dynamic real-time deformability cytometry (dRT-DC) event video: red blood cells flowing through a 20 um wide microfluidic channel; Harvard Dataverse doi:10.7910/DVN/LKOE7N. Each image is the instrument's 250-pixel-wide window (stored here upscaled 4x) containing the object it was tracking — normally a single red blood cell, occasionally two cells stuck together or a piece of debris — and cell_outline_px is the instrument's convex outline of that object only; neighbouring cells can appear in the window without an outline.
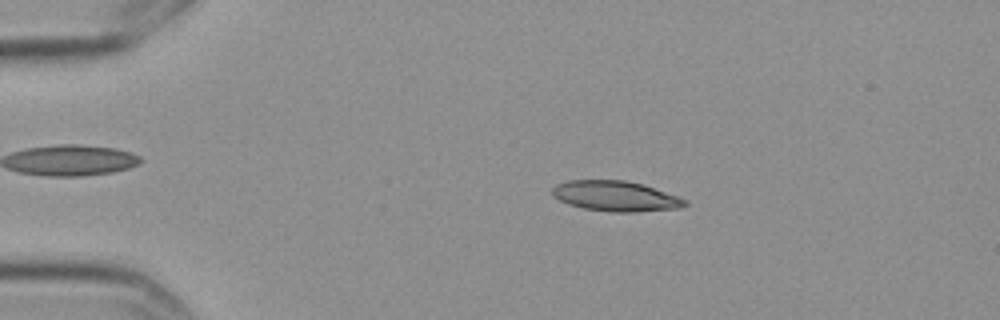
{"species": "Egyptian fruit bat (a non-hibernating species)", "species_latin": "Rousettus aegyptiacus", "temperature_condition": "cold", "stored_images_in_passage": 5, "camera_frame_rate_fps": 3000, "um_per_image_px": 0.085, "frame": {"image": 1, "passage_image": 3, "time_ms": 0.667, "image_size_px": [1000, 320], "cell_outline_px": [[688, 204], [680, 208], [636, 212], [612, 212], [584, 208], [568, 204], [552, 196], [552, 188], [556, 184], [568, 180], [624, 180], [640, 184], [688, 200]], "centroid_in_image_um": [52.29, 16.67], "position_along_channel_um": 32.7, "area_um2": 23.24}}